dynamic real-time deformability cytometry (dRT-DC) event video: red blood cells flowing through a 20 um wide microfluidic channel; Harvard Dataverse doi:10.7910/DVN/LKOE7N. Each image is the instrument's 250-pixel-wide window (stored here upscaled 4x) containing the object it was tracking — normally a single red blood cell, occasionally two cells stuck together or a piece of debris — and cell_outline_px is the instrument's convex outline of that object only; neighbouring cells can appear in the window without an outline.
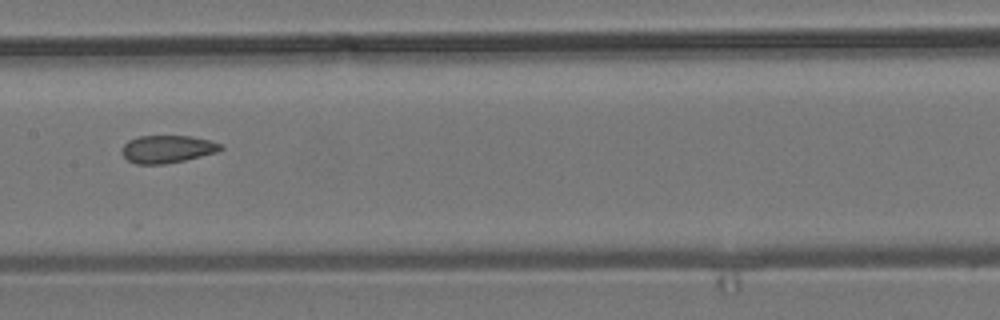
{"species": "common noctule bat (a hibernating species)", "species_latin": "Nyctalus noctula", "temperature_condition": "room temperature", "stored_images_in_passage": 6, "camera_frame_rate_fps": 3000, "um_per_image_px": 0.085, "animal": {"sex": "male", "body_mass_g": 19.2, "forearm_length_mm": 51.8}, "frame": {"image": 1, "passage_image": 6, "time_ms": 6.667, "image_size_px": [1000, 320], "cell_outline_px": [[224, 148], [216, 152], [184, 160], [164, 164], [136, 164], [128, 160], [120, 152], [124, 144], [128, 140], [140, 136], [192, 136], [212, 140], [220, 144]], "centroid_in_image_um": [14.21, 12.66], "position_along_channel_um": 193.2, "area_um2": 15.9}}